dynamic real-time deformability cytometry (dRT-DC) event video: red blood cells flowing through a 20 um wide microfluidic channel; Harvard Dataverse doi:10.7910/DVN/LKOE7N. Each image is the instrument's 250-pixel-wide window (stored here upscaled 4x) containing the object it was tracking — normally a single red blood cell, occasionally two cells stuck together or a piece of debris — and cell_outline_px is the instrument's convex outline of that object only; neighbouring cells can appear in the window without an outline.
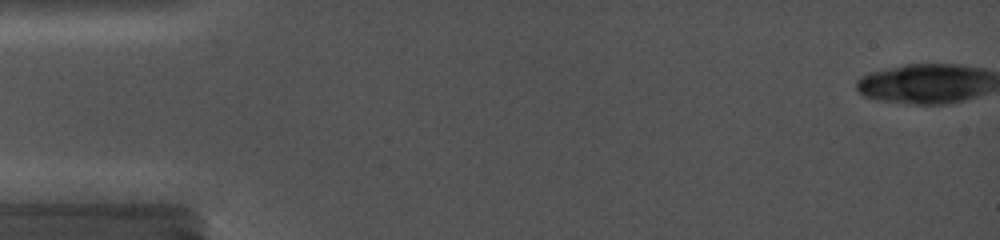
{"species": "common noctule bat (a hibernating species)", "species_latin": "Nyctalus noctula", "temperature_condition": "cold", "stored_images_in_passage": 23, "camera_frame_rate_fps": 5000, "um_per_image_px": 0.085, "animal": {"sex": "female", "body_mass_g": 19.0, "forearm_length_mm": 56.7}, "frame": {"image": 1, "passage_image": 1, "time_ms": 0.0, "image_size_px": [1000, 240], "cell_outline_px": [[980, 76], [972, 92], [964, 96], [940, 104], [920, 104], [872, 96], [864, 92], [860, 88], [860, 84], [864, 80], [872, 76], [904, 68], [960, 68], [976, 72]], "centroid_in_image_um": [78.36, 7.21], "position_along_channel_um": 6.6, "area_um2": 24.1}}